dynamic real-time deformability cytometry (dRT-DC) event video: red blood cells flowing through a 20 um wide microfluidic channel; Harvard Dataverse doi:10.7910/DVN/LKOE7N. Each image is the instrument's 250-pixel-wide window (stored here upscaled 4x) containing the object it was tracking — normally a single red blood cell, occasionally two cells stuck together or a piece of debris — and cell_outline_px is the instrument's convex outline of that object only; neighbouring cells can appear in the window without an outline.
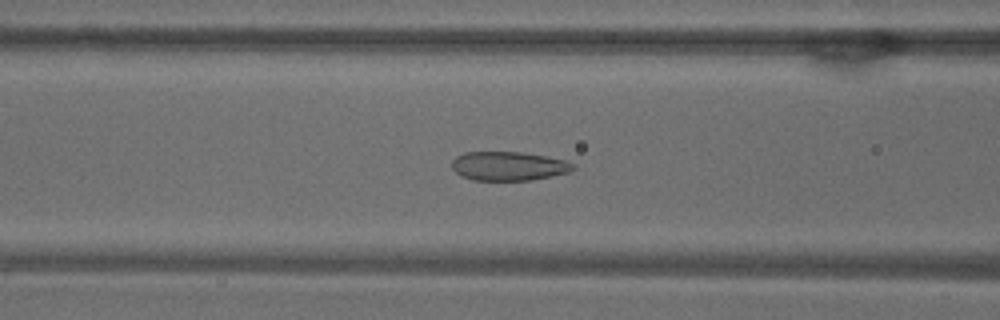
{"species": "common noctule bat (a hibernating species)", "species_latin": "Nyctalus noctula", "temperature_condition": "warm", "stored_images_in_passage": 49, "camera_frame_rate_fps": 3000, "um_per_image_px": 0.085, "animal": {"sex": "male", "body_mass_g": 18.8}, "frame": {"image": 1, "passage_image": 21, "time_ms": 6.667, "image_size_px": [1000, 320], "cell_outline_px": [[576, 168], [568, 172], [552, 176], [528, 180], [472, 180], [460, 176], [452, 168], [452, 160], [456, 156], [464, 152], [520, 152], [548, 156], [568, 160], [576, 164]], "centroid_in_image_um": [43.25, 14.11], "position_along_channel_um": 123.3, "area_um2": 20.69}}
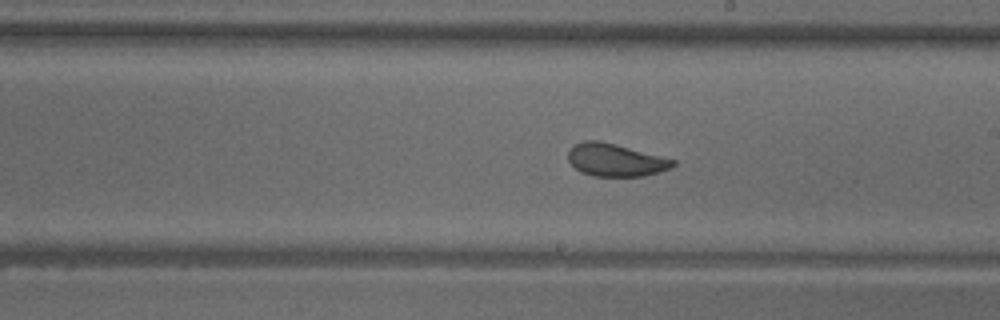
{"frame": {"image": 2, "passage_image": 30, "time_ms": 9.667, "image_size_px": [1000, 320], "cell_outline_px": [[676, 164], [672, 168], [660, 172], [644, 176], [592, 176], [580, 172], [568, 160], [568, 152], [576, 144], [584, 140], [596, 140], [676, 160]], "centroid_in_image_um": [52.32, 13.62], "position_along_channel_um": 236.7, "area_um2": 19.65}}
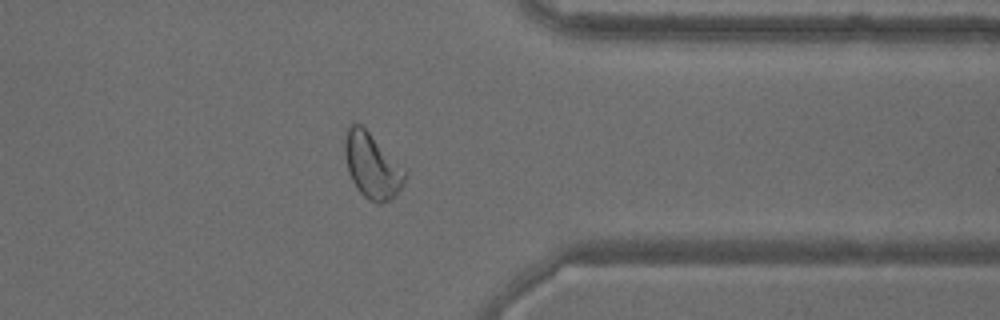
{"frame": {"image": 3, "passage_image": 42, "time_ms": 13.667, "image_size_px": [1000, 320], "cell_outline_px": [[408, 172], [404, 184], [388, 200], [380, 204], [368, 200], [356, 188], [348, 172], [344, 152], [344, 140], [348, 124], [360, 124]], "centroid_in_image_um": [31.6, 14.09], "position_along_channel_um": 379.8, "area_um2": 22.54}}